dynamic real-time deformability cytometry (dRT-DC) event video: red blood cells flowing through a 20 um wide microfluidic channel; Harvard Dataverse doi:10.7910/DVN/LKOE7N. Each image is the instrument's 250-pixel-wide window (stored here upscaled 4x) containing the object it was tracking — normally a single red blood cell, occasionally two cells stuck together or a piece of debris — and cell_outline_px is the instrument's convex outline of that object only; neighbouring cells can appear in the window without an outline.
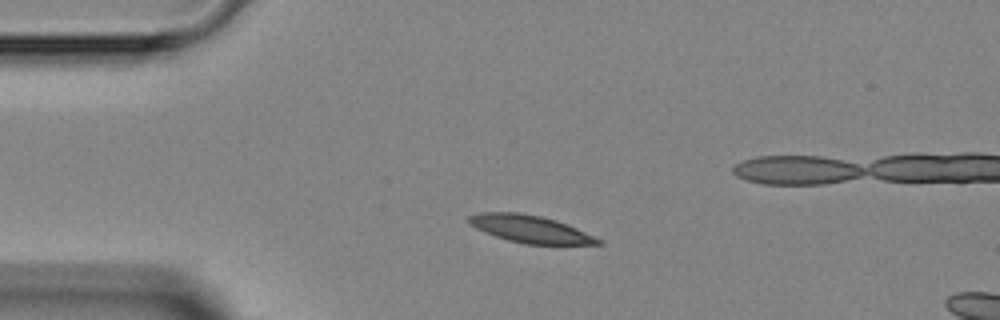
{"species": "Egyptian fruit bat (a non-hibernating species)", "species_latin": "Rousettus aegyptiacus", "temperature_condition": "room temperature", "stored_images_in_passage": 3, "camera_frame_rate_fps": 3000, "um_per_image_px": 0.085, "animal": {"sex": "female"}, "frame": {"image": 1, "passage_image": 1, "time_ms": 0.0, "image_size_px": [1000, 320], "cell_outline_px": [[604, 244], [524, 244], [508, 240], [496, 236], [476, 228], [468, 224], [468, 216], [480, 212], [520, 212], [540, 216], [556, 220], [576, 228], [604, 240]], "centroid_in_image_um": [45.07, 19.46], "position_along_channel_um": 39.9, "area_um2": 20.58}}